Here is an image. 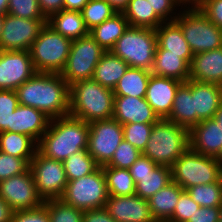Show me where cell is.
I'll list each match as a JSON object with an SVG mask.
<instances>
[{"label": "cell", "instance_id": "36", "mask_svg": "<svg viewBox=\"0 0 222 222\" xmlns=\"http://www.w3.org/2000/svg\"><path fill=\"white\" fill-rule=\"evenodd\" d=\"M186 191L200 207H221L222 205V178L218 182L192 186Z\"/></svg>", "mask_w": 222, "mask_h": 222}, {"label": "cell", "instance_id": "9", "mask_svg": "<svg viewBox=\"0 0 222 222\" xmlns=\"http://www.w3.org/2000/svg\"><path fill=\"white\" fill-rule=\"evenodd\" d=\"M106 177L102 167L89 175L67 182L61 199L82 211L103 208L108 199Z\"/></svg>", "mask_w": 222, "mask_h": 222}, {"label": "cell", "instance_id": "17", "mask_svg": "<svg viewBox=\"0 0 222 222\" xmlns=\"http://www.w3.org/2000/svg\"><path fill=\"white\" fill-rule=\"evenodd\" d=\"M113 119L121 125L129 123L154 124L160 118L145 97L114 96Z\"/></svg>", "mask_w": 222, "mask_h": 222}, {"label": "cell", "instance_id": "58", "mask_svg": "<svg viewBox=\"0 0 222 222\" xmlns=\"http://www.w3.org/2000/svg\"><path fill=\"white\" fill-rule=\"evenodd\" d=\"M186 5L196 4L199 0H182Z\"/></svg>", "mask_w": 222, "mask_h": 222}, {"label": "cell", "instance_id": "3", "mask_svg": "<svg viewBox=\"0 0 222 222\" xmlns=\"http://www.w3.org/2000/svg\"><path fill=\"white\" fill-rule=\"evenodd\" d=\"M69 115L86 123L111 119L114 113L113 90L93 79L75 82L69 86Z\"/></svg>", "mask_w": 222, "mask_h": 222}, {"label": "cell", "instance_id": "16", "mask_svg": "<svg viewBox=\"0 0 222 222\" xmlns=\"http://www.w3.org/2000/svg\"><path fill=\"white\" fill-rule=\"evenodd\" d=\"M105 208L116 222H156L148 200L138 195L108 196Z\"/></svg>", "mask_w": 222, "mask_h": 222}, {"label": "cell", "instance_id": "44", "mask_svg": "<svg viewBox=\"0 0 222 222\" xmlns=\"http://www.w3.org/2000/svg\"><path fill=\"white\" fill-rule=\"evenodd\" d=\"M148 2L163 22L174 21L180 12L178 9L186 5L182 0H148Z\"/></svg>", "mask_w": 222, "mask_h": 222}, {"label": "cell", "instance_id": "45", "mask_svg": "<svg viewBox=\"0 0 222 222\" xmlns=\"http://www.w3.org/2000/svg\"><path fill=\"white\" fill-rule=\"evenodd\" d=\"M199 209L200 205L192 200L187 191H184L180 195L172 217L167 222H187Z\"/></svg>", "mask_w": 222, "mask_h": 222}, {"label": "cell", "instance_id": "30", "mask_svg": "<svg viewBox=\"0 0 222 222\" xmlns=\"http://www.w3.org/2000/svg\"><path fill=\"white\" fill-rule=\"evenodd\" d=\"M151 72L129 67L113 89L114 96H146Z\"/></svg>", "mask_w": 222, "mask_h": 222}, {"label": "cell", "instance_id": "60", "mask_svg": "<svg viewBox=\"0 0 222 222\" xmlns=\"http://www.w3.org/2000/svg\"><path fill=\"white\" fill-rule=\"evenodd\" d=\"M219 222H222V205L220 207V212H219Z\"/></svg>", "mask_w": 222, "mask_h": 222}, {"label": "cell", "instance_id": "55", "mask_svg": "<svg viewBox=\"0 0 222 222\" xmlns=\"http://www.w3.org/2000/svg\"><path fill=\"white\" fill-rule=\"evenodd\" d=\"M214 119L218 122L219 126L222 128V103L220 108L216 111Z\"/></svg>", "mask_w": 222, "mask_h": 222}, {"label": "cell", "instance_id": "23", "mask_svg": "<svg viewBox=\"0 0 222 222\" xmlns=\"http://www.w3.org/2000/svg\"><path fill=\"white\" fill-rule=\"evenodd\" d=\"M151 73L186 82L190 76V65L182 58V54L168 53V50L157 45Z\"/></svg>", "mask_w": 222, "mask_h": 222}, {"label": "cell", "instance_id": "50", "mask_svg": "<svg viewBox=\"0 0 222 222\" xmlns=\"http://www.w3.org/2000/svg\"><path fill=\"white\" fill-rule=\"evenodd\" d=\"M82 222H116L105 207L84 211Z\"/></svg>", "mask_w": 222, "mask_h": 222}, {"label": "cell", "instance_id": "26", "mask_svg": "<svg viewBox=\"0 0 222 222\" xmlns=\"http://www.w3.org/2000/svg\"><path fill=\"white\" fill-rule=\"evenodd\" d=\"M185 190L175 182L159 190L148 199V204L156 222H167L173 215L180 195Z\"/></svg>", "mask_w": 222, "mask_h": 222}, {"label": "cell", "instance_id": "47", "mask_svg": "<svg viewBox=\"0 0 222 222\" xmlns=\"http://www.w3.org/2000/svg\"><path fill=\"white\" fill-rule=\"evenodd\" d=\"M11 222H50L47 208L42 205L35 209L15 211Z\"/></svg>", "mask_w": 222, "mask_h": 222}, {"label": "cell", "instance_id": "39", "mask_svg": "<svg viewBox=\"0 0 222 222\" xmlns=\"http://www.w3.org/2000/svg\"><path fill=\"white\" fill-rule=\"evenodd\" d=\"M123 138L141 153L144 151L150 138L153 124L129 123L123 124Z\"/></svg>", "mask_w": 222, "mask_h": 222}, {"label": "cell", "instance_id": "31", "mask_svg": "<svg viewBox=\"0 0 222 222\" xmlns=\"http://www.w3.org/2000/svg\"><path fill=\"white\" fill-rule=\"evenodd\" d=\"M171 182V167L158 165L151 173L136 175L135 195L148 200Z\"/></svg>", "mask_w": 222, "mask_h": 222}, {"label": "cell", "instance_id": "1", "mask_svg": "<svg viewBox=\"0 0 222 222\" xmlns=\"http://www.w3.org/2000/svg\"><path fill=\"white\" fill-rule=\"evenodd\" d=\"M15 91L20 105L38 109L50 119L69 115V85L60 73L36 72Z\"/></svg>", "mask_w": 222, "mask_h": 222}, {"label": "cell", "instance_id": "51", "mask_svg": "<svg viewBox=\"0 0 222 222\" xmlns=\"http://www.w3.org/2000/svg\"><path fill=\"white\" fill-rule=\"evenodd\" d=\"M64 0H38L43 15L48 19L52 14L63 10Z\"/></svg>", "mask_w": 222, "mask_h": 222}, {"label": "cell", "instance_id": "40", "mask_svg": "<svg viewBox=\"0 0 222 222\" xmlns=\"http://www.w3.org/2000/svg\"><path fill=\"white\" fill-rule=\"evenodd\" d=\"M18 105L15 90H0V132H11V115Z\"/></svg>", "mask_w": 222, "mask_h": 222}, {"label": "cell", "instance_id": "25", "mask_svg": "<svg viewBox=\"0 0 222 222\" xmlns=\"http://www.w3.org/2000/svg\"><path fill=\"white\" fill-rule=\"evenodd\" d=\"M157 45L168 53L182 54V58L190 65L194 54L184 38L181 27L175 22H163L156 30Z\"/></svg>", "mask_w": 222, "mask_h": 222}, {"label": "cell", "instance_id": "37", "mask_svg": "<svg viewBox=\"0 0 222 222\" xmlns=\"http://www.w3.org/2000/svg\"><path fill=\"white\" fill-rule=\"evenodd\" d=\"M117 11L106 0H89L81 10L88 30L111 18Z\"/></svg>", "mask_w": 222, "mask_h": 222}, {"label": "cell", "instance_id": "53", "mask_svg": "<svg viewBox=\"0 0 222 222\" xmlns=\"http://www.w3.org/2000/svg\"><path fill=\"white\" fill-rule=\"evenodd\" d=\"M13 212L9 204L0 197V222H11Z\"/></svg>", "mask_w": 222, "mask_h": 222}, {"label": "cell", "instance_id": "43", "mask_svg": "<svg viewBox=\"0 0 222 222\" xmlns=\"http://www.w3.org/2000/svg\"><path fill=\"white\" fill-rule=\"evenodd\" d=\"M32 159H23L0 151V181L27 172Z\"/></svg>", "mask_w": 222, "mask_h": 222}, {"label": "cell", "instance_id": "48", "mask_svg": "<svg viewBox=\"0 0 222 222\" xmlns=\"http://www.w3.org/2000/svg\"><path fill=\"white\" fill-rule=\"evenodd\" d=\"M156 166L158 165L154 161L142 154L137 159V161L129 168V172L133 177L135 185L136 175H144L151 173L156 168Z\"/></svg>", "mask_w": 222, "mask_h": 222}, {"label": "cell", "instance_id": "57", "mask_svg": "<svg viewBox=\"0 0 222 222\" xmlns=\"http://www.w3.org/2000/svg\"><path fill=\"white\" fill-rule=\"evenodd\" d=\"M216 160L219 163L220 168L222 170V149H221L220 153L218 154V156L216 157Z\"/></svg>", "mask_w": 222, "mask_h": 222}, {"label": "cell", "instance_id": "41", "mask_svg": "<svg viewBox=\"0 0 222 222\" xmlns=\"http://www.w3.org/2000/svg\"><path fill=\"white\" fill-rule=\"evenodd\" d=\"M141 155L142 153L138 149L123 139L110 162L103 167L129 169Z\"/></svg>", "mask_w": 222, "mask_h": 222}, {"label": "cell", "instance_id": "2", "mask_svg": "<svg viewBox=\"0 0 222 222\" xmlns=\"http://www.w3.org/2000/svg\"><path fill=\"white\" fill-rule=\"evenodd\" d=\"M88 140L89 123L67 115L50 120L37 150L47 158L63 162L71 154L88 149Z\"/></svg>", "mask_w": 222, "mask_h": 222}, {"label": "cell", "instance_id": "35", "mask_svg": "<svg viewBox=\"0 0 222 222\" xmlns=\"http://www.w3.org/2000/svg\"><path fill=\"white\" fill-rule=\"evenodd\" d=\"M63 166L68 181L89 175L99 167L88 153V149L71 154L63 161Z\"/></svg>", "mask_w": 222, "mask_h": 222}, {"label": "cell", "instance_id": "59", "mask_svg": "<svg viewBox=\"0 0 222 222\" xmlns=\"http://www.w3.org/2000/svg\"><path fill=\"white\" fill-rule=\"evenodd\" d=\"M3 21H4V15H0V37H1V33H2Z\"/></svg>", "mask_w": 222, "mask_h": 222}, {"label": "cell", "instance_id": "21", "mask_svg": "<svg viewBox=\"0 0 222 222\" xmlns=\"http://www.w3.org/2000/svg\"><path fill=\"white\" fill-rule=\"evenodd\" d=\"M189 79L222 86V47L194 54Z\"/></svg>", "mask_w": 222, "mask_h": 222}, {"label": "cell", "instance_id": "34", "mask_svg": "<svg viewBox=\"0 0 222 222\" xmlns=\"http://www.w3.org/2000/svg\"><path fill=\"white\" fill-rule=\"evenodd\" d=\"M107 184L109 196L135 195V183L129 169L116 167H102Z\"/></svg>", "mask_w": 222, "mask_h": 222}, {"label": "cell", "instance_id": "33", "mask_svg": "<svg viewBox=\"0 0 222 222\" xmlns=\"http://www.w3.org/2000/svg\"><path fill=\"white\" fill-rule=\"evenodd\" d=\"M38 144L29 136L16 132H0V151L8 155L33 159Z\"/></svg>", "mask_w": 222, "mask_h": 222}, {"label": "cell", "instance_id": "56", "mask_svg": "<svg viewBox=\"0 0 222 222\" xmlns=\"http://www.w3.org/2000/svg\"><path fill=\"white\" fill-rule=\"evenodd\" d=\"M9 0H0V15H5L8 9Z\"/></svg>", "mask_w": 222, "mask_h": 222}, {"label": "cell", "instance_id": "32", "mask_svg": "<svg viewBox=\"0 0 222 222\" xmlns=\"http://www.w3.org/2000/svg\"><path fill=\"white\" fill-rule=\"evenodd\" d=\"M122 13L131 27L156 30L163 23L151 9L148 0H130Z\"/></svg>", "mask_w": 222, "mask_h": 222}, {"label": "cell", "instance_id": "28", "mask_svg": "<svg viewBox=\"0 0 222 222\" xmlns=\"http://www.w3.org/2000/svg\"><path fill=\"white\" fill-rule=\"evenodd\" d=\"M129 26L124 14L117 12L111 18L89 30V34L105 51H110Z\"/></svg>", "mask_w": 222, "mask_h": 222}, {"label": "cell", "instance_id": "49", "mask_svg": "<svg viewBox=\"0 0 222 222\" xmlns=\"http://www.w3.org/2000/svg\"><path fill=\"white\" fill-rule=\"evenodd\" d=\"M220 207H200L187 222H219Z\"/></svg>", "mask_w": 222, "mask_h": 222}, {"label": "cell", "instance_id": "46", "mask_svg": "<svg viewBox=\"0 0 222 222\" xmlns=\"http://www.w3.org/2000/svg\"><path fill=\"white\" fill-rule=\"evenodd\" d=\"M195 5L211 22L222 29V0H199Z\"/></svg>", "mask_w": 222, "mask_h": 222}, {"label": "cell", "instance_id": "8", "mask_svg": "<svg viewBox=\"0 0 222 222\" xmlns=\"http://www.w3.org/2000/svg\"><path fill=\"white\" fill-rule=\"evenodd\" d=\"M172 181L185 191L196 185L218 182L222 170L216 158L193 151L190 147L171 166Z\"/></svg>", "mask_w": 222, "mask_h": 222}, {"label": "cell", "instance_id": "15", "mask_svg": "<svg viewBox=\"0 0 222 222\" xmlns=\"http://www.w3.org/2000/svg\"><path fill=\"white\" fill-rule=\"evenodd\" d=\"M36 72L29 51L0 50V90H16Z\"/></svg>", "mask_w": 222, "mask_h": 222}, {"label": "cell", "instance_id": "11", "mask_svg": "<svg viewBox=\"0 0 222 222\" xmlns=\"http://www.w3.org/2000/svg\"><path fill=\"white\" fill-rule=\"evenodd\" d=\"M30 170L43 201L61 199L68 182L62 161L47 158L37 150L30 161Z\"/></svg>", "mask_w": 222, "mask_h": 222}, {"label": "cell", "instance_id": "4", "mask_svg": "<svg viewBox=\"0 0 222 222\" xmlns=\"http://www.w3.org/2000/svg\"><path fill=\"white\" fill-rule=\"evenodd\" d=\"M189 147V129L161 118L153 124L142 154L157 165L171 167Z\"/></svg>", "mask_w": 222, "mask_h": 222}, {"label": "cell", "instance_id": "20", "mask_svg": "<svg viewBox=\"0 0 222 222\" xmlns=\"http://www.w3.org/2000/svg\"><path fill=\"white\" fill-rule=\"evenodd\" d=\"M50 120L40 110L19 104L11 115V132L25 134L38 144Z\"/></svg>", "mask_w": 222, "mask_h": 222}, {"label": "cell", "instance_id": "7", "mask_svg": "<svg viewBox=\"0 0 222 222\" xmlns=\"http://www.w3.org/2000/svg\"><path fill=\"white\" fill-rule=\"evenodd\" d=\"M71 42L46 23L29 49L35 70L61 74L68 60Z\"/></svg>", "mask_w": 222, "mask_h": 222}, {"label": "cell", "instance_id": "24", "mask_svg": "<svg viewBox=\"0 0 222 222\" xmlns=\"http://www.w3.org/2000/svg\"><path fill=\"white\" fill-rule=\"evenodd\" d=\"M166 119L189 130L197 124V112H194V95L191 93L190 79L178 87L172 110Z\"/></svg>", "mask_w": 222, "mask_h": 222}, {"label": "cell", "instance_id": "12", "mask_svg": "<svg viewBox=\"0 0 222 222\" xmlns=\"http://www.w3.org/2000/svg\"><path fill=\"white\" fill-rule=\"evenodd\" d=\"M123 139V126L117 120L90 122L88 153L99 167L106 166Z\"/></svg>", "mask_w": 222, "mask_h": 222}, {"label": "cell", "instance_id": "38", "mask_svg": "<svg viewBox=\"0 0 222 222\" xmlns=\"http://www.w3.org/2000/svg\"><path fill=\"white\" fill-rule=\"evenodd\" d=\"M49 213L50 222H82L84 211L66 204L62 199H51L43 204Z\"/></svg>", "mask_w": 222, "mask_h": 222}, {"label": "cell", "instance_id": "42", "mask_svg": "<svg viewBox=\"0 0 222 222\" xmlns=\"http://www.w3.org/2000/svg\"><path fill=\"white\" fill-rule=\"evenodd\" d=\"M7 13L25 19L47 20L41 12L38 0H9Z\"/></svg>", "mask_w": 222, "mask_h": 222}, {"label": "cell", "instance_id": "54", "mask_svg": "<svg viewBox=\"0 0 222 222\" xmlns=\"http://www.w3.org/2000/svg\"><path fill=\"white\" fill-rule=\"evenodd\" d=\"M117 12H123L130 0H106Z\"/></svg>", "mask_w": 222, "mask_h": 222}, {"label": "cell", "instance_id": "52", "mask_svg": "<svg viewBox=\"0 0 222 222\" xmlns=\"http://www.w3.org/2000/svg\"><path fill=\"white\" fill-rule=\"evenodd\" d=\"M88 2L89 0H64L63 9L81 12Z\"/></svg>", "mask_w": 222, "mask_h": 222}, {"label": "cell", "instance_id": "29", "mask_svg": "<svg viewBox=\"0 0 222 222\" xmlns=\"http://www.w3.org/2000/svg\"><path fill=\"white\" fill-rule=\"evenodd\" d=\"M129 65L111 51H106L95 67L93 80L113 90Z\"/></svg>", "mask_w": 222, "mask_h": 222}, {"label": "cell", "instance_id": "14", "mask_svg": "<svg viewBox=\"0 0 222 222\" xmlns=\"http://www.w3.org/2000/svg\"><path fill=\"white\" fill-rule=\"evenodd\" d=\"M0 197L15 211L35 209L44 204L31 170L0 181Z\"/></svg>", "mask_w": 222, "mask_h": 222}, {"label": "cell", "instance_id": "22", "mask_svg": "<svg viewBox=\"0 0 222 222\" xmlns=\"http://www.w3.org/2000/svg\"><path fill=\"white\" fill-rule=\"evenodd\" d=\"M191 93L194 95V112H197V124L212 119L222 103V86L191 80Z\"/></svg>", "mask_w": 222, "mask_h": 222}, {"label": "cell", "instance_id": "5", "mask_svg": "<svg viewBox=\"0 0 222 222\" xmlns=\"http://www.w3.org/2000/svg\"><path fill=\"white\" fill-rule=\"evenodd\" d=\"M174 21L181 27L193 54L222 47V29L211 22L195 4L182 7Z\"/></svg>", "mask_w": 222, "mask_h": 222}, {"label": "cell", "instance_id": "13", "mask_svg": "<svg viewBox=\"0 0 222 222\" xmlns=\"http://www.w3.org/2000/svg\"><path fill=\"white\" fill-rule=\"evenodd\" d=\"M46 23L47 20L25 19L6 13L0 37V50L29 51Z\"/></svg>", "mask_w": 222, "mask_h": 222}, {"label": "cell", "instance_id": "10", "mask_svg": "<svg viewBox=\"0 0 222 222\" xmlns=\"http://www.w3.org/2000/svg\"><path fill=\"white\" fill-rule=\"evenodd\" d=\"M105 52L90 34L73 40L61 76L69 86L78 81L92 79L95 67Z\"/></svg>", "mask_w": 222, "mask_h": 222}, {"label": "cell", "instance_id": "27", "mask_svg": "<svg viewBox=\"0 0 222 222\" xmlns=\"http://www.w3.org/2000/svg\"><path fill=\"white\" fill-rule=\"evenodd\" d=\"M47 24L71 41L87 36L89 30L84 24L81 12L61 10L47 19Z\"/></svg>", "mask_w": 222, "mask_h": 222}, {"label": "cell", "instance_id": "18", "mask_svg": "<svg viewBox=\"0 0 222 222\" xmlns=\"http://www.w3.org/2000/svg\"><path fill=\"white\" fill-rule=\"evenodd\" d=\"M183 82L151 74L145 99L159 118H167L172 110L178 87Z\"/></svg>", "mask_w": 222, "mask_h": 222}, {"label": "cell", "instance_id": "6", "mask_svg": "<svg viewBox=\"0 0 222 222\" xmlns=\"http://www.w3.org/2000/svg\"><path fill=\"white\" fill-rule=\"evenodd\" d=\"M156 47L157 35L154 29L129 26L110 51L129 67L151 72Z\"/></svg>", "mask_w": 222, "mask_h": 222}, {"label": "cell", "instance_id": "19", "mask_svg": "<svg viewBox=\"0 0 222 222\" xmlns=\"http://www.w3.org/2000/svg\"><path fill=\"white\" fill-rule=\"evenodd\" d=\"M189 140L193 151L216 158L222 149V128L214 118L202 120L189 130Z\"/></svg>", "mask_w": 222, "mask_h": 222}]
</instances>
